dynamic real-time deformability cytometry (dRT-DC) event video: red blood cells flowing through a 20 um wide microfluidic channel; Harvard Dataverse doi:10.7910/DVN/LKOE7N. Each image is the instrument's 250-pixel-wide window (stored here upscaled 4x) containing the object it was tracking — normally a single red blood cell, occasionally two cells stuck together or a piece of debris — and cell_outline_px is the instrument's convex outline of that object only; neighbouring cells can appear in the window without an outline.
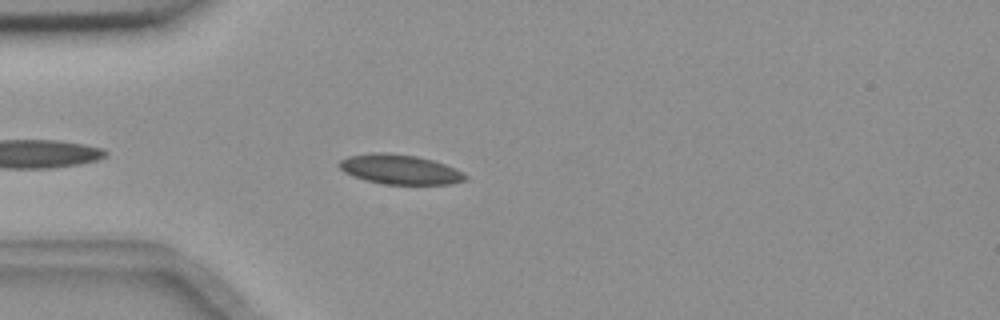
{"species": "common noctule bat (a hibernating species)", "species_latin": "Nyctalus noctula", "temperature_condition": "room temperature", "stored_images_in_passage": 16, "camera_frame_rate_fps": 3000, "um_per_image_px": 0.085, "animal": {"sex": "female", "body_mass_g": 18.4}, "frame": {"image": 1, "passage_image": 5, "time_ms": 1.333, "image_size_px": [1000, 320], "cell_outline_px": [[468, 180], [452, 184], [384, 184], [364, 180], [352, 176], [344, 172], [336, 164], [340, 160], [348, 156], [372, 152], [380, 152], [416, 156], [432, 160], [456, 168], [464, 172], [468, 176]], "centroid_in_image_um": [33.99, 14.4], "position_along_channel_um": 51.0, "area_um2": 22.02}}
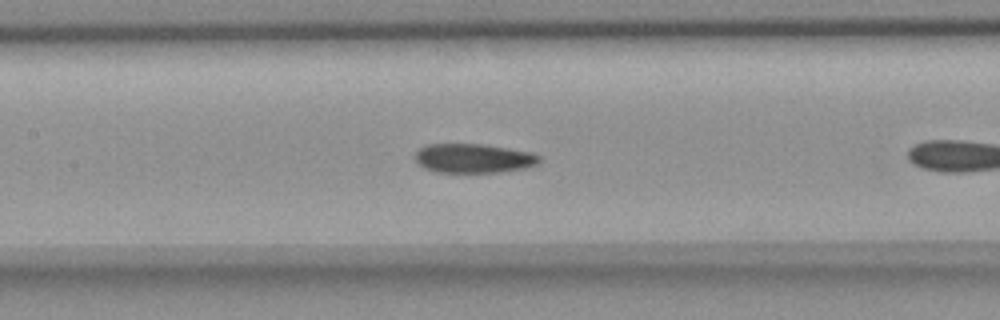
{"frame": {"image": 2, "passage_image": 12, "time_ms": 3.667, "image_size_px": [1000, 320], "cell_outline_px": [[540, 164], [528, 168], [500, 172], [436, 172], [424, 168], [416, 160], [416, 152], [420, 148], [428, 144], [484, 144], [532, 152], [540, 156]], "centroid_in_image_um": [40.31, 13.46], "position_along_channel_um": 167.1, "area_um2": 21.27}}